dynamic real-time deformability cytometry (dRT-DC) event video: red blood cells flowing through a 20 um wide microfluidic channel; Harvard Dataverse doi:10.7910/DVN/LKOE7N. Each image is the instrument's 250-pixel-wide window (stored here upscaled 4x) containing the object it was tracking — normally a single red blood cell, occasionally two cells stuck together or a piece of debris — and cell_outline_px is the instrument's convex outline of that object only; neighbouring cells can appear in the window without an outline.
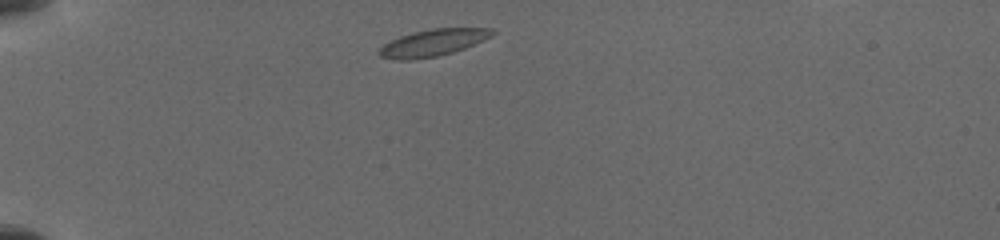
{"species": "common noctule bat (a hibernating species)", "species_latin": "Nyctalus noctula", "temperature_condition": "cold", "stored_images_in_passage": 28, "camera_frame_rate_fps": 3000, "um_per_image_px": 0.085, "animal": {"sex": "female", "body_mass_g": 19.5, "forearm_length_mm": 54.1}, "frame": {"image": 1, "passage_image": 1, "time_ms": 0.0, "image_size_px": [1000, 240], "cell_outline_px": [[496, 32], [492, 36], [484, 40], [464, 48], [452, 52], [436, 56], [408, 60], [400, 60], [380, 56], [376, 52], [384, 44], [400, 36], [412, 32], [432, 28], [492, 28]], "centroid_in_image_um": [36.81, 3.62], "position_along_channel_um": 48.2, "area_um2": 17.57}}
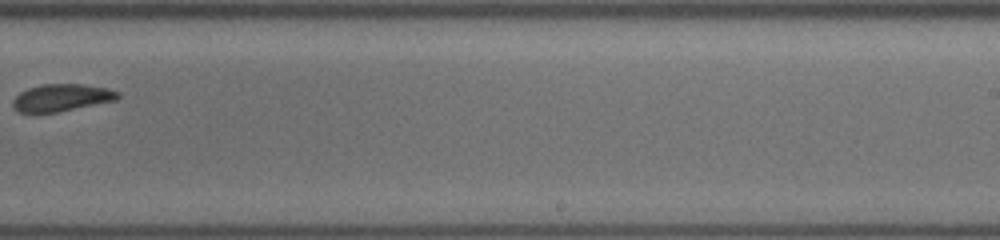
{"frame": {"image": 2, "passage_image": 12, "time_ms": 7.0, "image_size_px": [1000, 240], "cell_outline_px": [[120, 96], [116, 100], [56, 112], [20, 112], [12, 104], [12, 100], [20, 92], [28, 88], [40, 84], [84, 84], [108, 88], [120, 92]], "centroid_in_image_um": [5.26, 8.28], "position_along_channel_um": 283.7, "area_um2": 16.53}}
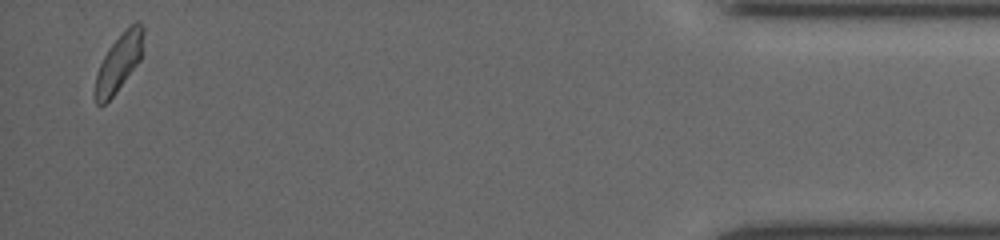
{"frame": {"image": 3, "passage_image": 27, "time_ms": 12.333, "image_size_px": [1000, 240], "cell_outline_px": [[144, 52], [140, 60], [112, 96], [104, 104], [96, 104], [96, 76], [100, 64], [104, 56], [112, 44], [136, 20], [140, 20], [144, 28]], "centroid_in_image_um": [10.17, 5.25], "position_along_channel_um": 425.0, "area_um2": 15.72}}